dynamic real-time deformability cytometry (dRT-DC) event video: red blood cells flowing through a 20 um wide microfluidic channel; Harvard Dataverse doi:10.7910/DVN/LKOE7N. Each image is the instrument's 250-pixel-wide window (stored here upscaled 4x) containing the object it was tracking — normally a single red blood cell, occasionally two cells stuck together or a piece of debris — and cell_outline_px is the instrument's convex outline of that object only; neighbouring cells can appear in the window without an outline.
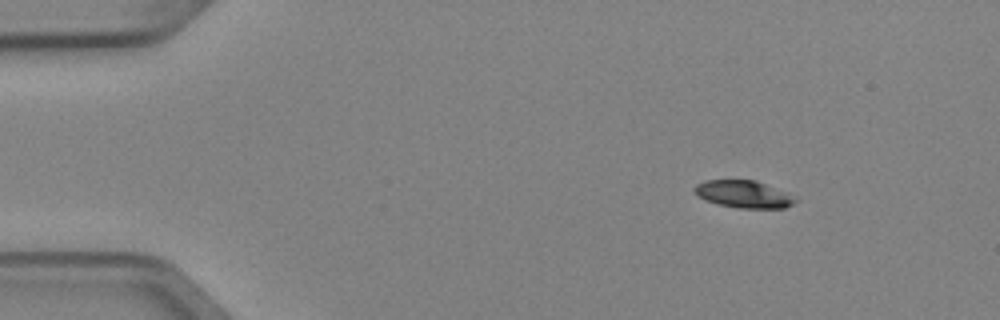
{"species": "Egyptian fruit bat (a non-hibernating species)", "species_latin": "Rousettus aegyptiacus", "temperature_condition": "cold", "stored_images_in_passage": 4, "camera_frame_rate_fps": 3000, "um_per_image_px": 0.085, "animal": {"sex": "female"}, "frame": {"image": 1, "passage_image": 2, "time_ms": 0.333, "image_size_px": [1000, 320], "cell_outline_px": [[800, 200], [784, 208], [736, 208], [704, 200], [692, 188], [696, 184], [704, 180], [756, 180], [796, 196]], "centroid_in_image_um": [63.24, 16.5], "position_along_channel_um": 21.8, "area_um2": 16.13}}
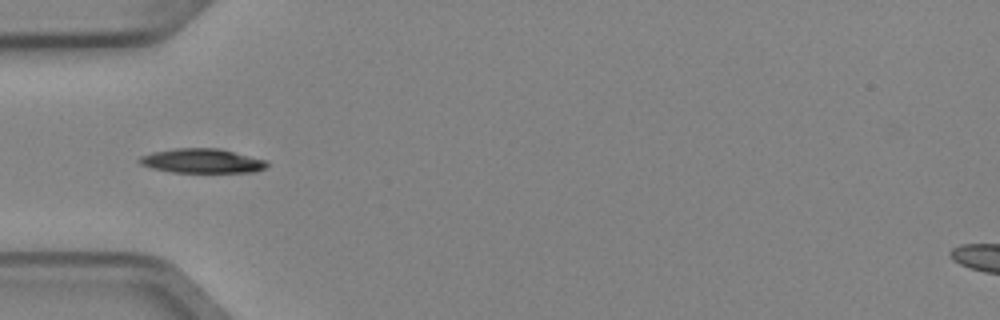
{"frame": {"image": 2, "passage_image": 4, "time_ms": 1.0, "image_size_px": [1000, 320], "cell_outline_px": [[268, 164], [264, 168], [252, 172], [172, 172], [152, 168], [140, 164], [136, 160], [140, 156], [152, 152], [176, 148], [216, 148], [268, 160]], "centroid_in_image_um": [17.13, 13.67], "position_along_channel_um": 67.9, "area_um2": 18.03}}